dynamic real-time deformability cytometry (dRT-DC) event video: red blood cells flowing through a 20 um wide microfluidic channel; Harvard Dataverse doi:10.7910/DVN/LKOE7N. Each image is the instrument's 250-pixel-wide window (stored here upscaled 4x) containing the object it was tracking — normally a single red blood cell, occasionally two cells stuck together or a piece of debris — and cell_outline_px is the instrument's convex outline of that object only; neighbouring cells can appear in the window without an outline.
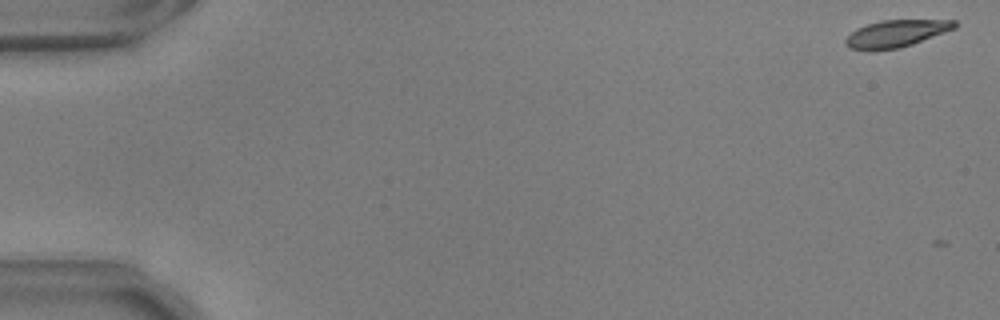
{"species": "common noctule bat (a hibernating species)", "species_latin": "Nyctalus noctula", "temperature_condition": "warm", "stored_images_in_passage": 2, "camera_frame_rate_fps": 3000, "um_per_image_px": 0.085, "animal": {"sex": "male", "body_mass_g": 17.9, "forearm_length_mm": 54.2}, "frame": {"image": 1, "passage_image": 1, "time_ms": 0.0, "image_size_px": [1000, 320], "cell_outline_px": [[956, 28], [912, 44], [900, 48], [872, 52], [848, 48], [844, 44], [844, 40], [856, 28], [880, 20], [956, 20]], "centroid_in_image_um": [76.11, 2.88], "position_along_channel_um": 8.9, "area_um2": 17.46}}